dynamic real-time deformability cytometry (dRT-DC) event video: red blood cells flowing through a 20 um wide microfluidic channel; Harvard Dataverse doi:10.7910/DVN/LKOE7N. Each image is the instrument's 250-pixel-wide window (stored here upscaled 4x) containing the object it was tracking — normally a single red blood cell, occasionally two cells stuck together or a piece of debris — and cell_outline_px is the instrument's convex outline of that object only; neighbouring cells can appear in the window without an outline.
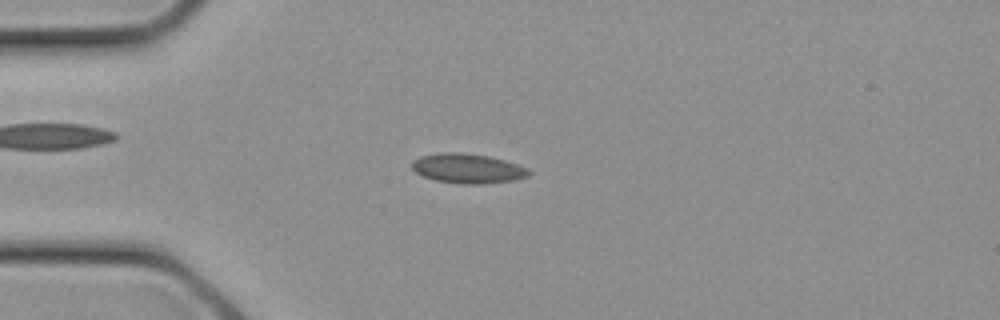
{"species": "common noctule bat (a hibernating species)", "species_latin": "Nyctalus noctula", "temperature_condition": "cold", "stored_images_in_passage": 25, "camera_frame_rate_fps": 3000, "um_per_image_px": 0.085, "animal": {"sex": "female", "body_mass_g": 21.9}, "frame": {"image": 1, "passage_image": 5, "time_ms": 1.333, "image_size_px": [1000, 320], "cell_outline_px": [[532, 172], [528, 176], [512, 180], [484, 184], [460, 184], [436, 180], [424, 176], [416, 172], [412, 168], [412, 160], [420, 156], [440, 152], [460, 152], [488, 156], [504, 160], [528, 168]], "centroid_in_image_um": [39.74, 14.31], "position_along_channel_um": 45.3, "area_um2": 20.17}}
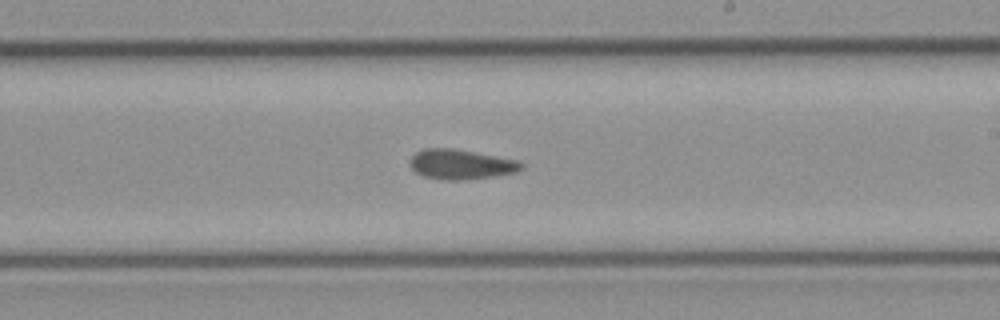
{"frame": {"image": 2, "passage_image": 14, "time_ms": 4.333, "image_size_px": [1000, 320], "cell_outline_px": [[524, 168], [516, 172], [492, 176], [464, 180], [444, 180], [424, 176], [416, 172], [408, 164], [408, 160], [416, 152], [424, 148], [452, 148], [520, 160], [524, 164]], "centroid_in_image_um": [39.18, 13.96], "position_along_channel_um": 249.8, "area_um2": 19.54}}
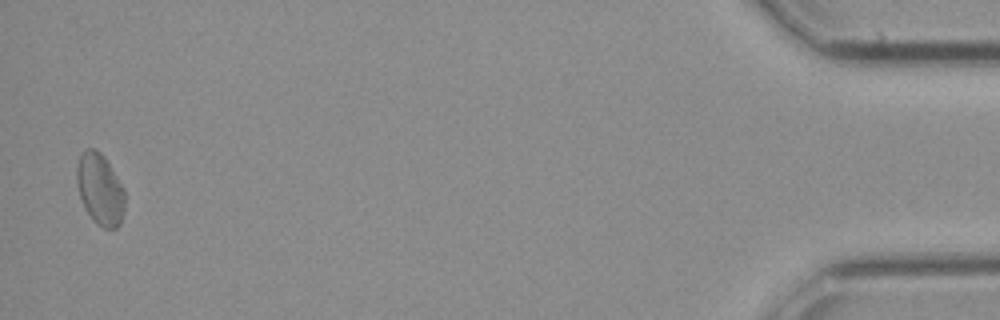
{"frame": {"image": 3, "passage_image": 25, "time_ms": 8.0, "image_size_px": [1000, 320], "cell_outline_px": [[124, 212], [120, 224], [116, 228], [104, 228], [96, 224], [88, 212], [80, 196], [76, 180], [76, 168], [80, 156], [88, 148], [96, 148], [104, 156], [124, 188]], "centroid_in_image_um": [8.51, 16.08], "position_along_channel_um": 426.7, "area_um2": 19.83}}